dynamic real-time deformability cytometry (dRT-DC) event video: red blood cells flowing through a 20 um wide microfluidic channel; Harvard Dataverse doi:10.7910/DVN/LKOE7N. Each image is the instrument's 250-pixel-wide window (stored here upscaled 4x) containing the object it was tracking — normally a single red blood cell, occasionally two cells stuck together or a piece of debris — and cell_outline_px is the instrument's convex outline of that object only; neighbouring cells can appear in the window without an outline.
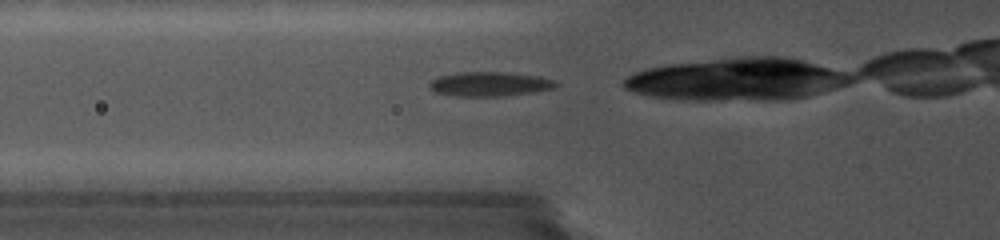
{"species": "common noctule bat (a hibernating species)", "species_latin": "Nyctalus noctula", "temperature_condition": "cold", "stored_images_in_passage": 60, "camera_frame_rate_fps": 5000, "um_per_image_px": 0.085, "animal": {"sex": "female", "body_mass_g": 19.0, "forearm_length_mm": 56.7}, "frame": {"image": 1, "passage_image": 3, "time_ms": 0.2, "image_size_px": [1000, 240], "cell_outline_px": [[560, 84], [556, 88], [536, 92], [504, 96], [456, 96], [436, 92], [428, 88], [428, 84], [432, 80], [440, 76], [456, 72], [500, 72], [540, 76], [556, 80]], "centroid_in_image_um": [41.67, 7.15], "position_along_channel_um": 84.1, "area_um2": 18.21}}
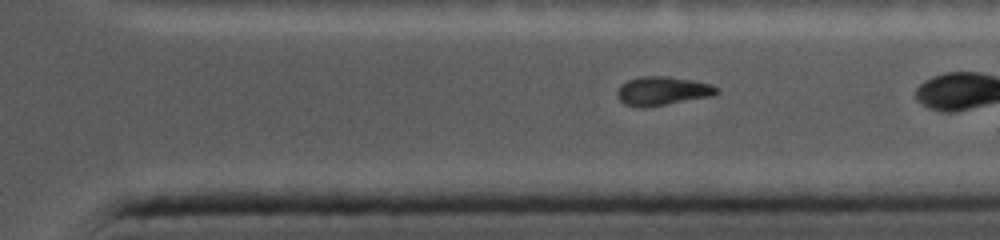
{"frame": {"image": 2, "passage_image": 47, "time_ms": 7.4, "image_size_px": [1000, 240], "cell_outline_px": [[720, 92], [712, 96], [644, 108], [640, 108], [624, 104], [616, 96], [616, 92], [628, 80], [640, 76], [668, 76], [692, 80], [712, 84], [720, 88]], "centroid_in_image_um": [56.34, 7.73], "position_along_channel_um": 355.1, "area_um2": 16.76}}
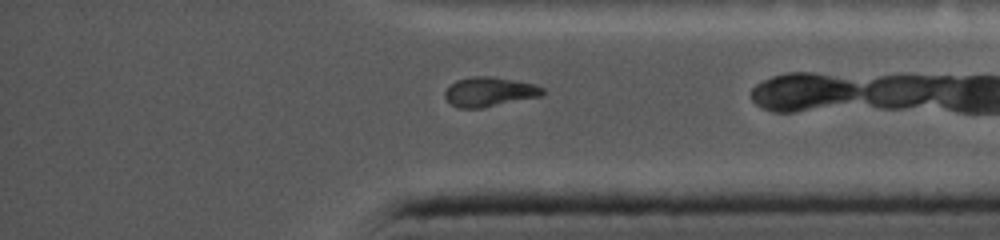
{"frame": {"image": 3, "passage_image": 53, "time_ms": 8.4, "image_size_px": [1000, 240], "cell_outline_px": [[544, 92], [540, 96], [480, 108], [460, 108], [452, 104], [444, 96], [444, 92], [456, 80], [472, 76], [492, 76], [532, 84], [544, 88]], "centroid_in_image_um": [41.57, 7.8], "position_along_channel_um": 393.6, "area_um2": 16.42}}